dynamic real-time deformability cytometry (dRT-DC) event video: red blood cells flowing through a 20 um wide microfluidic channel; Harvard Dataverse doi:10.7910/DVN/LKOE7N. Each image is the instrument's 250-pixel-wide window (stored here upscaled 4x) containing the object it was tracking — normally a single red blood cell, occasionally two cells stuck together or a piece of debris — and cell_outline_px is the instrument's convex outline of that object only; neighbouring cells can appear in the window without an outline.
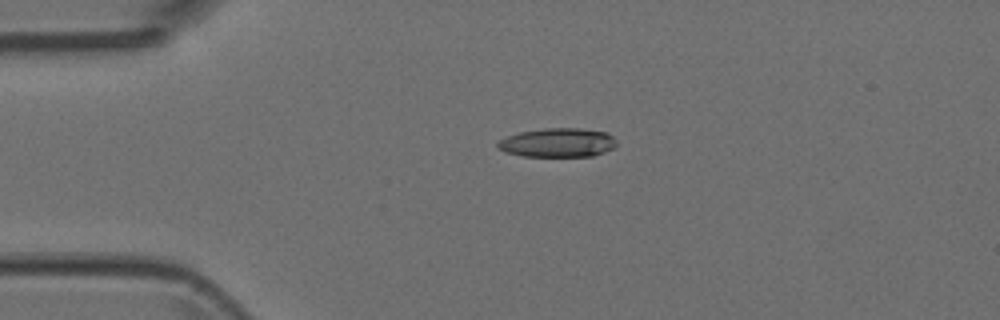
{"species": "Egyptian fruit bat (a non-hibernating species)", "species_latin": "Rousettus aegyptiacus", "temperature_condition": "room temperature", "stored_images_in_passage": 6, "camera_frame_rate_fps": 3000, "um_per_image_px": 0.085, "animal": {"sex": "female"}, "frame": {"image": 1, "passage_image": 4, "time_ms": 1.0, "image_size_px": [1000, 320], "cell_outline_px": [[616, 144], [612, 148], [604, 152], [592, 156], [524, 156], [508, 152], [500, 148], [496, 144], [500, 140], [508, 136], [520, 132], [544, 128], [580, 128], [608, 132], [616, 140]], "centroid_in_image_um": [47.45, 12.11], "position_along_channel_um": 37.6, "area_um2": 19.88}}
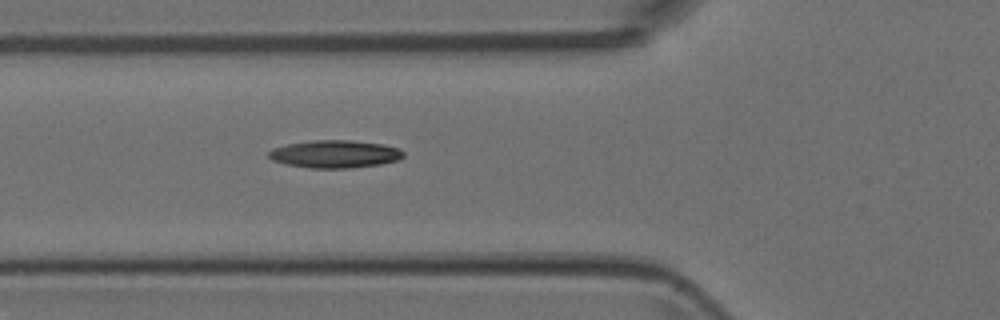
{"frame": {"image": 2, "passage_image": 6, "time_ms": 1.667, "image_size_px": [1000, 320], "cell_outline_px": [[404, 156], [400, 160], [380, 164], [352, 168], [312, 168], [284, 164], [272, 160], [268, 156], [268, 152], [272, 148], [288, 144], [312, 140], [352, 140], [384, 144], [400, 148], [404, 152]], "centroid_in_image_um": [28.49, 13.09], "position_along_channel_um": 97.3, "area_um2": 21.96}}